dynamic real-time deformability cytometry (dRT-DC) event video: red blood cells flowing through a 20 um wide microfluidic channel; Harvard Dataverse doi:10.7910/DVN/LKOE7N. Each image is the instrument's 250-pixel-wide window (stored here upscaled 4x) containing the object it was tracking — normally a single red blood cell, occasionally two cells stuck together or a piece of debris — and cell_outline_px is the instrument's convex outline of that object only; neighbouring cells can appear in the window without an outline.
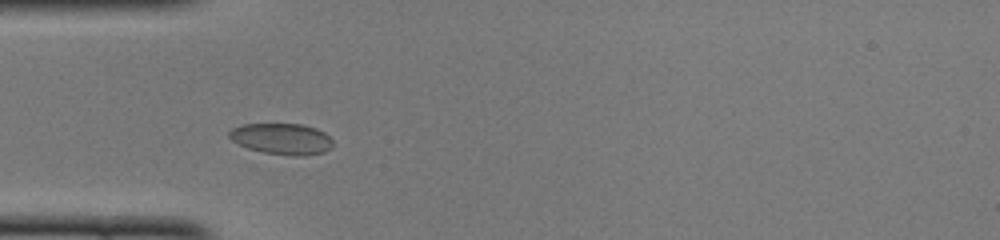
{"species": "common noctule bat (a hibernating species)", "species_latin": "Nyctalus noctula", "temperature_condition": "cold", "stored_images_in_passage": 34, "camera_frame_rate_fps": 3000, "um_per_image_px": 0.085, "animal": {"sex": "female", "body_mass_g": 22.0, "forearm_length_mm": 56.7}, "frame": {"image": 1, "passage_image": 6, "time_ms": 1.667, "image_size_px": [1000, 240], "cell_outline_px": [[332, 148], [324, 152], [304, 156], [292, 156], [264, 152], [248, 148], [232, 140], [228, 136], [228, 132], [232, 128], [244, 124], [304, 124], [316, 128], [324, 132], [332, 140]], "centroid_in_image_um": [23.97, 11.8], "position_along_channel_um": 61.0, "area_um2": 18.84}}
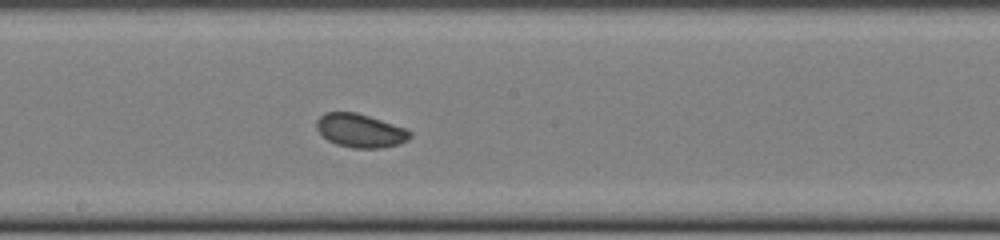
{"frame": {"image": 2, "passage_image": 18, "time_ms": 5.667, "image_size_px": [1000, 240], "cell_outline_px": [[412, 136], [408, 140], [400, 144], [380, 148], [352, 148], [336, 144], [328, 140], [316, 128], [316, 120], [324, 112], [356, 112], [404, 128], [412, 132]], "centroid_in_image_um": [30.62, 11.11], "position_along_channel_um": 217.6, "area_um2": 18.21}}
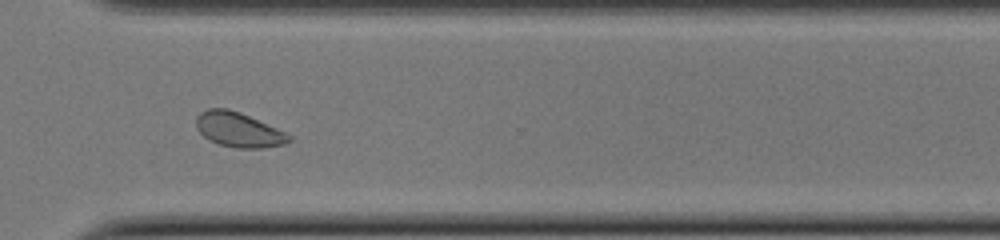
{"frame": {"image": 3, "passage_image": 28, "time_ms": 9.0, "image_size_px": [1000, 240], "cell_outline_px": [[292, 140], [284, 144], [260, 148], [236, 148], [220, 144], [204, 136], [196, 128], [196, 116], [200, 112], [208, 108], [228, 108], [240, 112], [276, 128], [292, 136]], "centroid_in_image_um": [20.26, 11.01], "position_along_channel_um": 350.3, "area_um2": 18.61}, "authors_computed_cell_mechanics": {"area_um2": 18.6116, "velocity_mm_per_s": 3.9523, "shape_relaxation_time_tau1_ms": 2.3156, "shape_relaxation_time_tau2_ms": 1.4713, "deformation_change_tau1": 0.0463, "deformation_change_tau2": 0.0471}}